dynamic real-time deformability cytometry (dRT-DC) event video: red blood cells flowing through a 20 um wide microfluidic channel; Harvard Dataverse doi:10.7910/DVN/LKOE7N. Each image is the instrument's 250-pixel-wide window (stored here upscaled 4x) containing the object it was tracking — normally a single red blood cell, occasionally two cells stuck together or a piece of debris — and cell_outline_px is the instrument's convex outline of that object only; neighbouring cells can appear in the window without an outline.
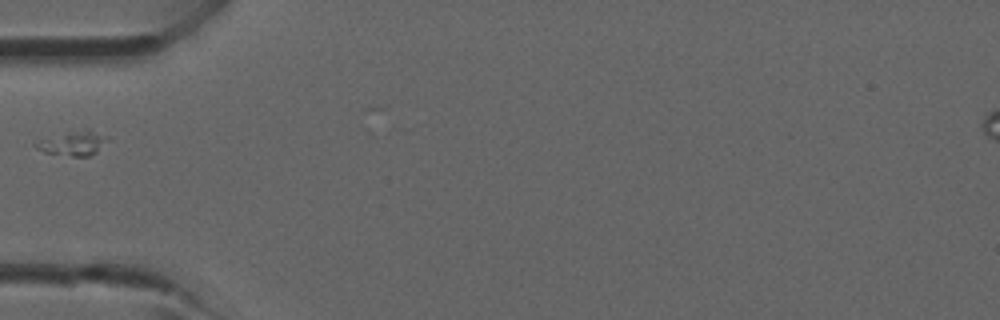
{"species": "common noctule bat (a hibernating species)", "species_latin": "Nyctalus noctula", "temperature_condition": "room temperature", "stored_images_in_passage": 2, "camera_frame_rate_fps": 3000, "um_per_image_px": 0.085, "animal": {"sex": "male", "forearm_length_mm": 52.5}, "frame": {"image": 1, "passage_image": 1, "time_ms": 0.0, "image_size_px": [1000, 320], "cell_outline_px": [[108, 136], [96, 152], [88, 156], [72, 156], [44, 152], [36, 148], [32, 144], [36, 140], [84, 128], [88, 128]], "centroid_in_image_um": [6.15, 12.15], "position_along_channel_um": 78.8, "area_um2": 10.12}}